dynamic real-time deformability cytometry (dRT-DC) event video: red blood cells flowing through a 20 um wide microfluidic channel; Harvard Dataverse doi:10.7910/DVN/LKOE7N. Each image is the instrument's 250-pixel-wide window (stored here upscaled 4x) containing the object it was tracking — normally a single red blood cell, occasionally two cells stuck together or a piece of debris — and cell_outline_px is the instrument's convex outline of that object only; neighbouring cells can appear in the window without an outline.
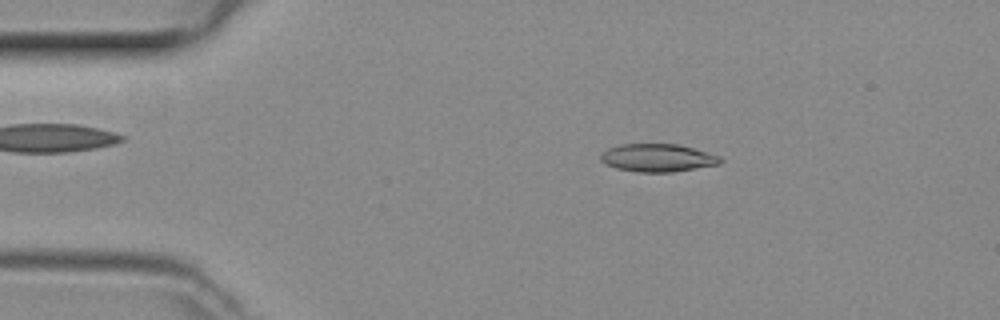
{"species": "common noctule bat (a hibernating species)", "species_latin": "Nyctalus noctula", "temperature_condition": "room temperature", "stored_images_in_passage": 47, "camera_frame_rate_fps": 3000, "um_per_image_px": 0.085, "animal": {"sex": "female", "body_mass_g": 29.2, "forearm_length_mm": 56.3}, "frame": {"image": 1, "passage_image": 8, "time_ms": 2.333, "image_size_px": [1000, 320], "cell_outline_px": [[724, 160], [720, 164], [672, 172], [636, 172], [616, 168], [604, 164], [600, 160], [600, 156], [608, 148], [620, 144], [676, 144], [692, 148], [720, 156]], "centroid_in_image_um": [55.88, 13.42], "position_along_channel_um": 29.1, "area_um2": 19.42}}
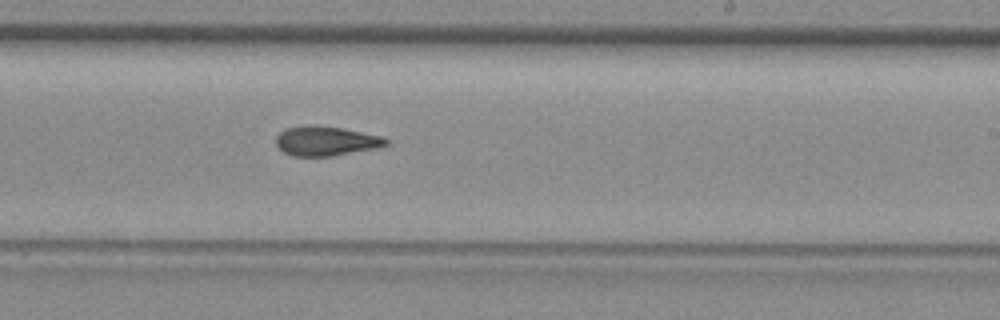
{"frame": {"image": 2, "passage_image": 28, "time_ms": 9.0, "image_size_px": [1000, 320], "cell_outline_px": [[388, 144], [376, 148], [332, 156], [292, 156], [284, 152], [276, 144], [276, 136], [284, 128], [308, 124], [312, 124], [340, 128], [380, 136], [388, 140]], "centroid_in_image_um": [27.65, 11.98], "position_along_channel_um": 261.4, "area_um2": 18.84}}
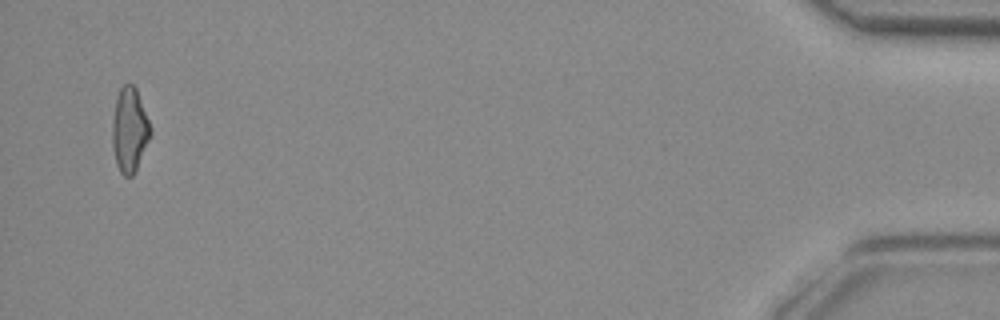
{"frame": {"image": 3, "passage_image": 46, "time_ms": 15.0, "image_size_px": [1000, 320], "cell_outline_px": [[152, 132], [136, 168], [132, 176], [124, 176], [120, 172], [116, 164], [112, 148], [112, 120], [116, 96], [120, 88], [124, 84], [132, 84], [136, 88], [152, 128]], "centroid_in_image_um": [10.99, 11.02], "position_along_channel_um": 424.2, "area_um2": 18.79}}